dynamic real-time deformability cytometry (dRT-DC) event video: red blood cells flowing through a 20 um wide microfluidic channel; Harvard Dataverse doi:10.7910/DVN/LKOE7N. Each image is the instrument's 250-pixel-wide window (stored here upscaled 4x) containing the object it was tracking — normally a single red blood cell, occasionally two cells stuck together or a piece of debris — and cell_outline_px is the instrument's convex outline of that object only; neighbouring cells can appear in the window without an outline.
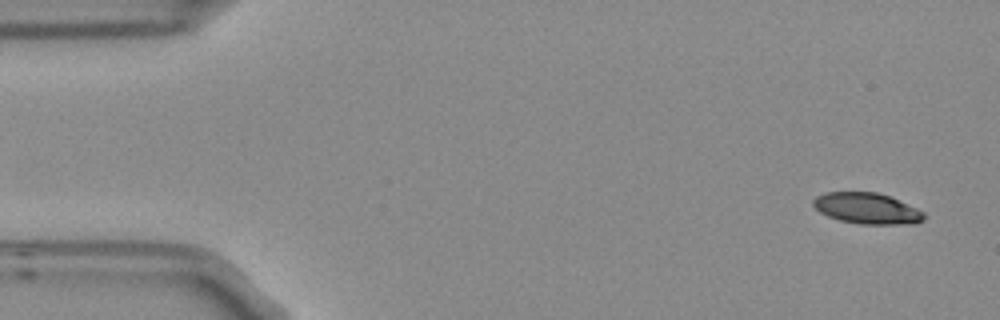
{"species": "Egyptian fruit bat (a non-hibernating species)", "species_latin": "Rousettus aegyptiacus", "temperature_condition": "room temperature", "stored_images_in_passage": 3, "segment_of_instrument_passage": [2, 2], "camera_frame_rate_fps": 3000, "um_per_image_px": 0.085, "frame": {"image": 1, "passage_image": 3, "time_ms": 0.667, "image_size_px": [1000, 320], "cell_outline_px": [[924, 220], [916, 224], [860, 224], [840, 220], [828, 216], [820, 212], [812, 204], [812, 200], [816, 196], [824, 192], [876, 192], [888, 196], [916, 208], [924, 212]], "centroid_in_image_um": [73.68, 17.72], "position_along_channel_um": 11.3, "area_um2": 19.94}}